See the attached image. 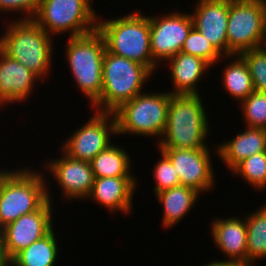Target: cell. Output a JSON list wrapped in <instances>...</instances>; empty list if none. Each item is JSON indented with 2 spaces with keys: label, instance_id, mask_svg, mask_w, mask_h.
Here are the masks:
<instances>
[{
  "label": "cell",
  "instance_id": "1",
  "mask_svg": "<svg viewBox=\"0 0 266 266\" xmlns=\"http://www.w3.org/2000/svg\"><path fill=\"white\" fill-rule=\"evenodd\" d=\"M200 95H172L169 101L166 129L157 142L158 148H209V119Z\"/></svg>",
  "mask_w": 266,
  "mask_h": 266
},
{
  "label": "cell",
  "instance_id": "2",
  "mask_svg": "<svg viewBox=\"0 0 266 266\" xmlns=\"http://www.w3.org/2000/svg\"><path fill=\"white\" fill-rule=\"evenodd\" d=\"M44 175L29 167L0 170V230L22 215L35 212L47 200L53 201Z\"/></svg>",
  "mask_w": 266,
  "mask_h": 266
},
{
  "label": "cell",
  "instance_id": "3",
  "mask_svg": "<svg viewBox=\"0 0 266 266\" xmlns=\"http://www.w3.org/2000/svg\"><path fill=\"white\" fill-rule=\"evenodd\" d=\"M140 12L104 21L98 15L97 30L110 53L139 62L154 74L158 65L151 55L149 16Z\"/></svg>",
  "mask_w": 266,
  "mask_h": 266
},
{
  "label": "cell",
  "instance_id": "4",
  "mask_svg": "<svg viewBox=\"0 0 266 266\" xmlns=\"http://www.w3.org/2000/svg\"><path fill=\"white\" fill-rule=\"evenodd\" d=\"M11 22L0 36V49L36 74L40 80H45L53 57L52 37L33 19H12Z\"/></svg>",
  "mask_w": 266,
  "mask_h": 266
},
{
  "label": "cell",
  "instance_id": "5",
  "mask_svg": "<svg viewBox=\"0 0 266 266\" xmlns=\"http://www.w3.org/2000/svg\"><path fill=\"white\" fill-rule=\"evenodd\" d=\"M153 73L139 62L110 53L103 58L102 93L91 106L99 112H114L123 103L142 93Z\"/></svg>",
  "mask_w": 266,
  "mask_h": 266
},
{
  "label": "cell",
  "instance_id": "6",
  "mask_svg": "<svg viewBox=\"0 0 266 266\" xmlns=\"http://www.w3.org/2000/svg\"><path fill=\"white\" fill-rule=\"evenodd\" d=\"M106 44L103 35L95 30L89 34L70 37L65 58L77 87L84 93L91 106L102 93L103 58Z\"/></svg>",
  "mask_w": 266,
  "mask_h": 266
},
{
  "label": "cell",
  "instance_id": "7",
  "mask_svg": "<svg viewBox=\"0 0 266 266\" xmlns=\"http://www.w3.org/2000/svg\"><path fill=\"white\" fill-rule=\"evenodd\" d=\"M170 92H153L138 94L130 101L123 103L114 116L117 135L133 134L162 138L167 121ZM155 136V137H154Z\"/></svg>",
  "mask_w": 266,
  "mask_h": 266
},
{
  "label": "cell",
  "instance_id": "8",
  "mask_svg": "<svg viewBox=\"0 0 266 266\" xmlns=\"http://www.w3.org/2000/svg\"><path fill=\"white\" fill-rule=\"evenodd\" d=\"M90 0H40L33 20L50 36L71 32L78 37L97 30L98 16Z\"/></svg>",
  "mask_w": 266,
  "mask_h": 266
},
{
  "label": "cell",
  "instance_id": "9",
  "mask_svg": "<svg viewBox=\"0 0 266 266\" xmlns=\"http://www.w3.org/2000/svg\"><path fill=\"white\" fill-rule=\"evenodd\" d=\"M228 56L266 45V7L263 1L229 2Z\"/></svg>",
  "mask_w": 266,
  "mask_h": 266
},
{
  "label": "cell",
  "instance_id": "10",
  "mask_svg": "<svg viewBox=\"0 0 266 266\" xmlns=\"http://www.w3.org/2000/svg\"><path fill=\"white\" fill-rule=\"evenodd\" d=\"M112 133L113 136L117 134L114 113L95 111L88 122L62 143L60 149L72 159L90 163L98 153L112 144Z\"/></svg>",
  "mask_w": 266,
  "mask_h": 266
},
{
  "label": "cell",
  "instance_id": "11",
  "mask_svg": "<svg viewBox=\"0 0 266 266\" xmlns=\"http://www.w3.org/2000/svg\"><path fill=\"white\" fill-rule=\"evenodd\" d=\"M53 209L52 201L47 200L35 212L22 215L0 230L2 252L7 262L53 229Z\"/></svg>",
  "mask_w": 266,
  "mask_h": 266
},
{
  "label": "cell",
  "instance_id": "12",
  "mask_svg": "<svg viewBox=\"0 0 266 266\" xmlns=\"http://www.w3.org/2000/svg\"><path fill=\"white\" fill-rule=\"evenodd\" d=\"M150 45L153 61L159 65L181 52L185 39L193 27L191 13H172L149 16Z\"/></svg>",
  "mask_w": 266,
  "mask_h": 266
},
{
  "label": "cell",
  "instance_id": "13",
  "mask_svg": "<svg viewBox=\"0 0 266 266\" xmlns=\"http://www.w3.org/2000/svg\"><path fill=\"white\" fill-rule=\"evenodd\" d=\"M158 150L170 159L179 175L181 185L203 194L215 186V172L212 169V158L208 148H158Z\"/></svg>",
  "mask_w": 266,
  "mask_h": 266
},
{
  "label": "cell",
  "instance_id": "14",
  "mask_svg": "<svg viewBox=\"0 0 266 266\" xmlns=\"http://www.w3.org/2000/svg\"><path fill=\"white\" fill-rule=\"evenodd\" d=\"M62 157L47 160L46 169L56 180L66 200H87L95 182L91 164L70 158L61 150Z\"/></svg>",
  "mask_w": 266,
  "mask_h": 266
},
{
  "label": "cell",
  "instance_id": "15",
  "mask_svg": "<svg viewBox=\"0 0 266 266\" xmlns=\"http://www.w3.org/2000/svg\"><path fill=\"white\" fill-rule=\"evenodd\" d=\"M194 13L193 27L211 43L224 57L228 56L227 27L229 2L227 0H198Z\"/></svg>",
  "mask_w": 266,
  "mask_h": 266
},
{
  "label": "cell",
  "instance_id": "16",
  "mask_svg": "<svg viewBox=\"0 0 266 266\" xmlns=\"http://www.w3.org/2000/svg\"><path fill=\"white\" fill-rule=\"evenodd\" d=\"M40 78L0 49V105L26 101ZM35 81V82H34Z\"/></svg>",
  "mask_w": 266,
  "mask_h": 266
},
{
  "label": "cell",
  "instance_id": "17",
  "mask_svg": "<svg viewBox=\"0 0 266 266\" xmlns=\"http://www.w3.org/2000/svg\"><path fill=\"white\" fill-rule=\"evenodd\" d=\"M137 179L135 177H103L95 178L88 199H94L97 204L103 205L110 211L129 214L133 209V195L136 191Z\"/></svg>",
  "mask_w": 266,
  "mask_h": 266
},
{
  "label": "cell",
  "instance_id": "18",
  "mask_svg": "<svg viewBox=\"0 0 266 266\" xmlns=\"http://www.w3.org/2000/svg\"><path fill=\"white\" fill-rule=\"evenodd\" d=\"M211 226L212 238L227 261L247 264V225L245 219L217 218Z\"/></svg>",
  "mask_w": 266,
  "mask_h": 266
},
{
  "label": "cell",
  "instance_id": "19",
  "mask_svg": "<svg viewBox=\"0 0 266 266\" xmlns=\"http://www.w3.org/2000/svg\"><path fill=\"white\" fill-rule=\"evenodd\" d=\"M167 63L174 87L169 92L172 95H199L197 83L211 66L203 59L183 52L172 56Z\"/></svg>",
  "mask_w": 266,
  "mask_h": 266
},
{
  "label": "cell",
  "instance_id": "20",
  "mask_svg": "<svg viewBox=\"0 0 266 266\" xmlns=\"http://www.w3.org/2000/svg\"><path fill=\"white\" fill-rule=\"evenodd\" d=\"M218 147V148H217ZM216 147V155L231 171L242 160L266 151V129L250 128Z\"/></svg>",
  "mask_w": 266,
  "mask_h": 266
},
{
  "label": "cell",
  "instance_id": "21",
  "mask_svg": "<svg viewBox=\"0 0 266 266\" xmlns=\"http://www.w3.org/2000/svg\"><path fill=\"white\" fill-rule=\"evenodd\" d=\"M155 196L163 205L162 225L170 229L183 220L184 216L195 206L200 193L192 188L179 185L157 193Z\"/></svg>",
  "mask_w": 266,
  "mask_h": 266
},
{
  "label": "cell",
  "instance_id": "22",
  "mask_svg": "<svg viewBox=\"0 0 266 266\" xmlns=\"http://www.w3.org/2000/svg\"><path fill=\"white\" fill-rule=\"evenodd\" d=\"M123 147L110 144L98 153L90 162L95 178L103 177H134L132 161Z\"/></svg>",
  "mask_w": 266,
  "mask_h": 266
},
{
  "label": "cell",
  "instance_id": "23",
  "mask_svg": "<svg viewBox=\"0 0 266 266\" xmlns=\"http://www.w3.org/2000/svg\"><path fill=\"white\" fill-rule=\"evenodd\" d=\"M54 229L17 253L8 266H54L58 258V242Z\"/></svg>",
  "mask_w": 266,
  "mask_h": 266
},
{
  "label": "cell",
  "instance_id": "24",
  "mask_svg": "<svg viewBox=\"0 0 266 266\" xmlns=\"http://www.w3.org/2000/svg\"><path fill=\"white\" fill-rule=\"evenodd\" d=\"M228 58L232 62L227 64L223 70L222 85L232 98L241 103L254 91L252 77L246 62L240 55H229L226 59Z\"/></svg>",
  "mask_w": 266,
  "mask_h": 266
},
{
  "label": "cell",
  "instance_id": "25",
  "mask_svg": "<svg viewBox=\"0 0 266 266\" xmlns=\"http://www.w3.org/2000/svg\"><path fill=\"white\" fill-rule=\"evenodd\" d=\"M247 225V264L254 266L266 258V204L245 217ZM256 261V262H255Z\"/></svg>",
  "mask_w": 266,
  "mask_h": 266
},
{
  "label": "cell",
  "instance_id": "26",
  "mask_svg": "<svg viewBox=\"0 0 266 266\" xmlns=\"http://www.w3.org/2000/svg\"><path fill=\"white\" fill-rule=\"evenodd\" d=\"M231 171L234 175L241 176L254 188L264 191L266 189V151L242 160Z\"/></svg>",
  "mask_w": 266,
  "mask_h": 266
},
{
  "label": "cell",
  "instance_id": "27",
  "mask_svg": "<svg viewBox=\"0 0 266 266\" xmlns=\"http://www.w3.org/2000/svg\"><path fill=\"white\" fill-rule=\"evenodd\" d=\"M240 104L247 127L266 129V93L254 90Z\"/></svg>",
  "mask_w": 266,
  "mask_h": 266
},
{
  "label": "cell",
  "instance_id": "28",
  "mask_svg": "<svg viewBox=\"0 0 266 266\" xmlns=\"http://www.w3.org/2000/svg\"><path fill=\"white\" fill-rule=\"evenodd\" d=\"M181 52L199 57L211 67L216 64L215 62L223 59V56L213 48L211 43L195 27H192L185 39Z\"/></svg>",
  "mask_w": 266,
  "mask_h": 266
},
{
  "label": "cell",
  "instance_id": "29",
  "mask_svg": "<svg viewBox=\"0 0 266 266\" xmlns=\"http://www.w3.org/2000/svg\"><path fill=\"white\" fill-rule=\"evenodd\" d=\"M246 62L255 91L266 93V45L239 54Z\"/></svg>",
  "mask_w": 266,
  "mask_h": 266
},
{
  "label": "cell",
  "instance_id": "30",
  "mask_svg": "<svg viewBox=\"0 0 266 266\" xmlns=\"http://www.w3.org/2000/svg\"><path fill=\"white\" fill-rule=\"evenodd\" d=\"M159 152L162 158L155 164L156 166L152 172L156 183L153 187L155 188V195L164 190L181 185L179 175L175 171V167L170 159L161 150Z\"/></svg>",
  "mask_w": 266,
  "mask_h": 266
},
{
  "label": "cell",
  "instance_id": "31",
  "mask_svg": "<svg viewBox=\"0 0 266 266\" xmlns=\"http://www.w3.org/2000/svg\"><path fill=\"white\" fill-rule=\"evenodd\" d=\"M40 0H0V13L5 12H18L23 14L18 19H32L35 15ZM25 13V14H24Z\"/></svg>",
  "mask_w": 266,
  "mask_h": 266
},
{
  "label": "cell",
  "instance_id": "32",
  "mask_svg": "<svg viewBox=\"0 0 266 266\" xmlns=\"http://www.w3.org/2000/svg\"><path fill=\"white\" fill-rule=\"evenodd\" d=\"M204 266H252L250 264L242 263V262H234V261H227V260H215L211 263L204 264Z\"/></svg>",
  "mask_w": 266,
  "mask_h": 266
},
{
  "label": "cell",
  "instance_id": "33",
  "mask_svg": "<svg viewBox=\"0 0 266 266\" xmlns=\"http://www.w3.org/2000/svg\"><path fill=\"white\" fill-rule=\"evenodd\" d=\"M0 266H8V262L5 260L3 252H2L1 239H0Z\"/></svg>",
  "mask_w": 266,
  "mask_h": 266
},
{
  "label": "cell",
  "instance_id": "34",
  "mask_svg": "<svg viewBox=\"0 0 266 266\" xmlns=\"http://www.w3.org/2000/svg\"><path fill=\"white\" fill-rule=\"evenodd\" d=\"M228 2H256V1H263V0H227Z\"/></svg>",
  "mask_w": 266,
  "mask_h": 266
},
{
  "label": "cell",
  "instance_id": "35",
  "mask_svg": "<svg viewBox=\"0 0 266 266\" xmlns=\"http://www.w3.org/2000/svg\"><path fill=\"white\" fill-rule=\"evenodd\" d=\"M263 4L265 5V7H266V0H263Z\"/></svg>",
  "mask_w": 266,
  "mask_h": 266
}]
</instances>
